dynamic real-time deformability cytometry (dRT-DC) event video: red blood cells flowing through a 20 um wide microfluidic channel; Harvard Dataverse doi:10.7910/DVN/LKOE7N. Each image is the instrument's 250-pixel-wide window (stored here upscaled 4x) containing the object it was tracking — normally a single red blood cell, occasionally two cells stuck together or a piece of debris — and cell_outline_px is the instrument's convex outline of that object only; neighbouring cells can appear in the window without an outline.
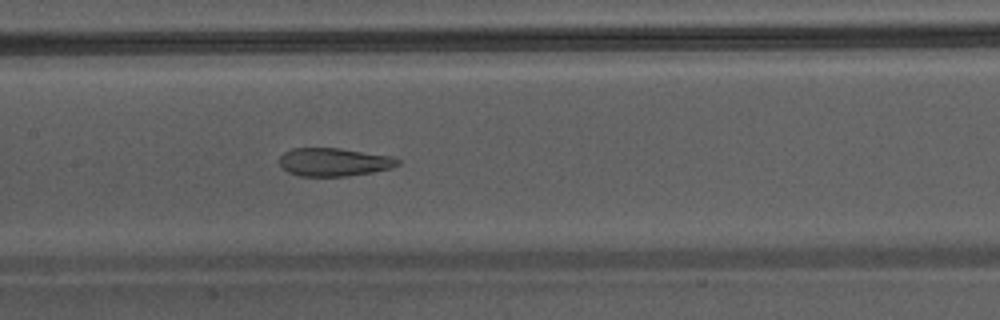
{"species": "Egyptian fruit bat (a non-hibernating species)", "species_latin": "Rousettus aegyptiacus", "temperature_condition": "warm", "stored_images_in_passage": 42, "camera_frame_rate_fps": 3000, "um_per_image_px": 0.085, "animal": {"sex": "male"}, "frame": {"image": 1, "passage_image": 19, "time_ms": 6.0, "image_size_px": [1000, 320], "cell_outline_px": [[400, 164], [388, 168], [372, 172], [348, 176], [300, 176], [288, 172], [280, 164], [280, 156], [284, 152], [292, 148], [340, 148], [392, 156], [400, 160]], "centroid_in_image_um": [28.38, 13.77], "position_along_channel_um": 179.0, "area_um2": 19.36}}
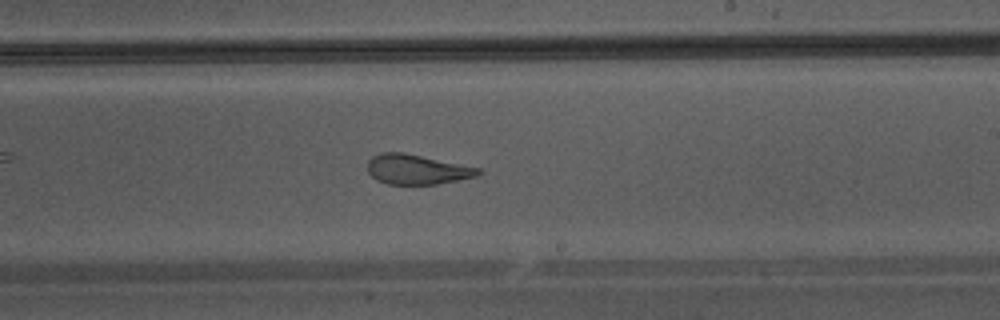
{"frame": {"image": 2, "passage_image": 24, "time_ms": 7.667, "image_size_px": [1000, 320], "cell_outline_px": [[484, 172], [476, 176], [460, 180], [436, 184], [388, 184], [376, 180], [368, 172], [368, 160], [372, 156], [380, 152], [404, 152], [480, 168]], "centroid_in_image_um": [35.44, 14.39], "position_along_channel_um": 253.6, "area_um2": 19.36}}